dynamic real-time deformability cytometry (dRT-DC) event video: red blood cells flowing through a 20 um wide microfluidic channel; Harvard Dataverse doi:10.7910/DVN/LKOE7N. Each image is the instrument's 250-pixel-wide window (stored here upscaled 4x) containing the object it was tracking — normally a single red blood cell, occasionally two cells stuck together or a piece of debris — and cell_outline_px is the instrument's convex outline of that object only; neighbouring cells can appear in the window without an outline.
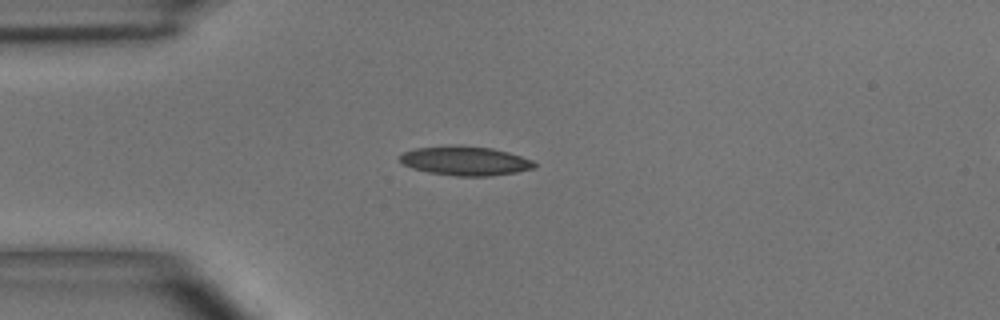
{"species": "common noctule bat (a hibernating species)", "species_latin": "Nyctalus noctula", "temperature_condition": "room temperature", "stored_images_in_passage": 3, "camera_frame_rate_fps": 3000, "um_per_image_px": 0.085, "animal": {"sex": "male", "body_mass_g": 15.6}, "frame": {"image": 1, "passage_image": 3, "time_ms": 2.333, "image_size_px": [1000, 320], "cell_outline_px": [[536, 168], [516, 172], [488, 176], [456, 176], [428, 172], [412, 168], [404, 164], [400, 160], [400, 156], [404, 152], [412, 148], [456, 144], [460, 144], [492, 148], [508, 152], [532, 160], [536, 164]], "centroid_in_image_um": [39.53, 13.65], "position_along_channel_um": 45.5, "area_um2": 23.06}}